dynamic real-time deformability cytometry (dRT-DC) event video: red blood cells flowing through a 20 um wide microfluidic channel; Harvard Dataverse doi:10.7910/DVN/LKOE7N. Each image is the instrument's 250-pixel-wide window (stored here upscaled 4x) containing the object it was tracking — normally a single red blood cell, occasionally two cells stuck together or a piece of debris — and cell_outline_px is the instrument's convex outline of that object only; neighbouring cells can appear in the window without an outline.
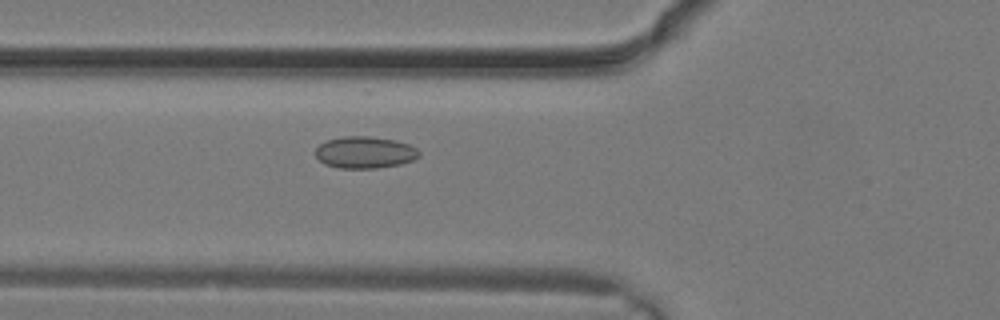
{"species": "common noctule bat (a hibernating species)", "species_latin": "Nyctalus noctula", "temperature_condition": "warm", "stored_images_in_passage": 21, "camera_frame_rate_fps": 3000, "um_per_image_px": 0.085, "animal": {"sex": "male", "body_mass_g": 19.2, "forearm_length_mm": 51.8}, "frame": {"image": 1, "passage_image": 4, "time_ms": 1.0, "image_size_px": [1000, 320], "cell_outline_px": [[420, 156], [412, 160], [400, 164], [376, 168], [340, 168], [324, 164], [316, 156], [316, 148], [320, 144], [328, 140], [344, 136], [368, 136], [396, 140], [408, 144], [416, 148], [420, 152]], "centroid_in_image_um": [31.02, 12.95], "position_along_channel_um": 94.8, "area_um2": 19.13}}
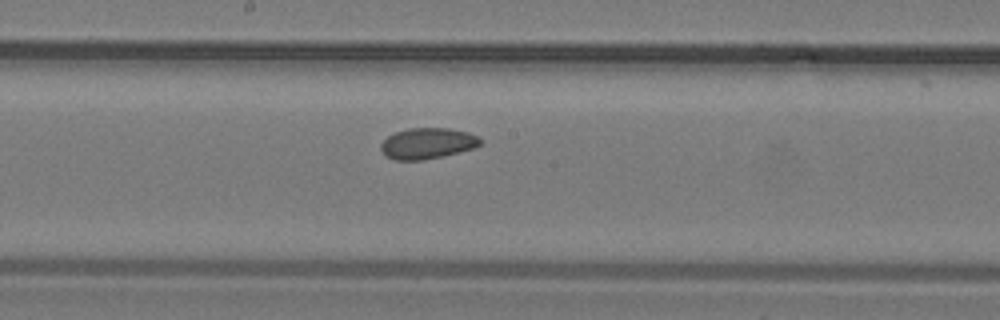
{"frame": {"image": 2, "passage_image": 9, "time_ms": 2.667, "image_size_px": [1000, 320], "cell_outline_px": [[480, 144], [472, 148], [424, 160], [392, 160], [384, 156], [380, 148], [380, 144], [388, 136], [396, 132], [408, 128], [448, 128], [468, 132], [476, 136], [480, 140]], "centroid_in_image_um": [36.25, 12.19], "position_along_channel_um": 211.9, "area_um2": 17.74}}
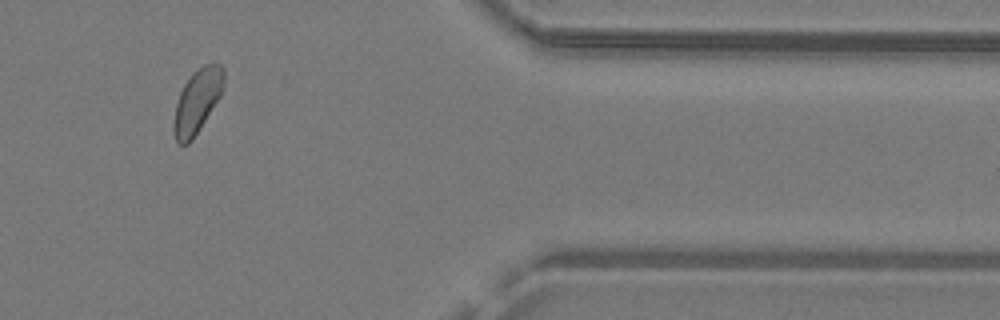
{"frame": {"image": 3, "passage_image": 18, "time_ms": 5.667, "image_size_px": [1000, 320], "cell_outline_px": [[224, 84], [220, 96], [200, 128], [192, 140], [188, 144], [176, 144], [172, 128], [172, 124], [176, 104], [180, 92], [184, 84], [192, 72], [196, 68], [204, 64], [220, 64], [224, 68]], "centroid_in_image_um": [16.74, 8.6], "position_along_channel_um": 394.7, "area_um2": 18.73}}